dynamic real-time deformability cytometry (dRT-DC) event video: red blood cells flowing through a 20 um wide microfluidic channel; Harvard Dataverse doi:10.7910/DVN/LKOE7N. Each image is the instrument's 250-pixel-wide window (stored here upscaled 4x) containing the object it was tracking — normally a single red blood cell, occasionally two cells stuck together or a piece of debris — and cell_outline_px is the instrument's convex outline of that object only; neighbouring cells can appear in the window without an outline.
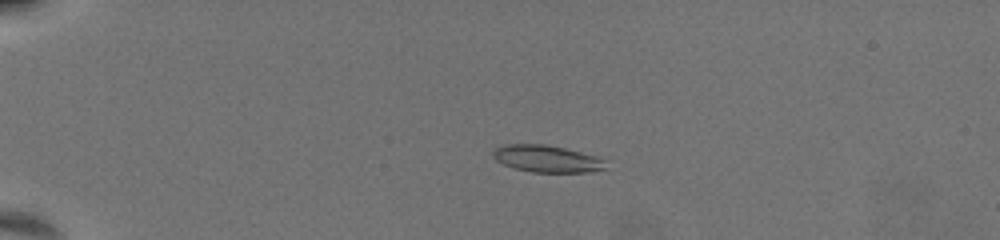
{"species": "common noctule bat (a hibernating species)", "species_latin": "Nyctalus noctula", "temperature_condition": "warm", "stored_images_in_passage": 62, "camera_frame_rate_fps": 3000, "um_per_image_px": 0.085, "animal": {"sex": "female", "body_mass_g": 19.5, "forearm_length_mm": 54.1}, "frame": {"image": 1, "passage_image": 17, "time_ms": 5.333, "image_size_px": [1000, 240], "cell_outline_px": [[604, 168], [588, 172], [532, 172], [516, 168], [504, 164], [496, 160], [492, 156], [492, 152], [496, 148], [508, 144], [544, 144], [564, 148], [596, 156], [604, 160]], "centroid_in_image_um": [46.45, 13.49], "position_along_channel_um": 38.6, "area_um2": 17.4}}
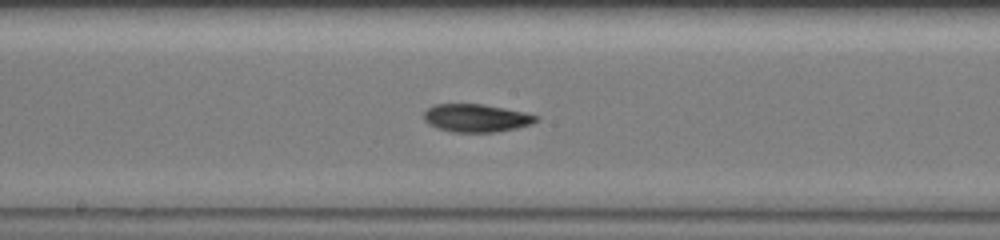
{"frame": {"image": 2, "passage_image": 37, "time_ms": 12.0, "image_size_px": [1000, 240], "cell_outline_px": [[540, 116], [532, 124], [516, 128], [496, 132], [452, 132], [428, 124], [424, 120], [424, 112], [428, 108], [436, 104], [480, 104], [504, 108], [524, 112]], "centroid_in_image_um": [40.48, 10.03], "position_along_channel_um": 207.7, "area_um2": 18.15}}
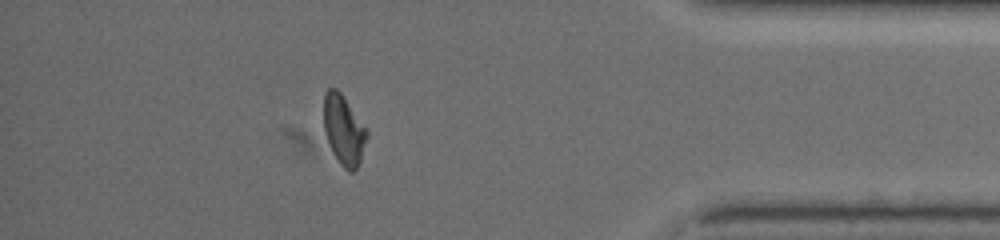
{"frame": {"image": 3, "passage_image": 56, "time_ms": 18.333, "image_size_px": [1000, 240], "cell_outline_px": [[368, 136], [360, 160], [356, 168], [352, 172], [348, 172], [340, 164], [332, 152], [324, 132], [324, 92], [328, 88], [336, 88], [340, 92], [368, 128]], "centroid_in_image_um": [29.22, 11.04], "position_along_channel_um": 406.0, "area_um2": 17.69}, "authors_computed_cell_mechanics": {"area_um2": 18.0336, "velocity_mm_per_s": 3.5898, "shape_relaxation_time_tau1_ms": 5.6659, "shape_relaxation_time_tau2_ms": 5.3443, "deformation_change_tau1": 0.1774, "deformation_change_tau2": 0.1096}}